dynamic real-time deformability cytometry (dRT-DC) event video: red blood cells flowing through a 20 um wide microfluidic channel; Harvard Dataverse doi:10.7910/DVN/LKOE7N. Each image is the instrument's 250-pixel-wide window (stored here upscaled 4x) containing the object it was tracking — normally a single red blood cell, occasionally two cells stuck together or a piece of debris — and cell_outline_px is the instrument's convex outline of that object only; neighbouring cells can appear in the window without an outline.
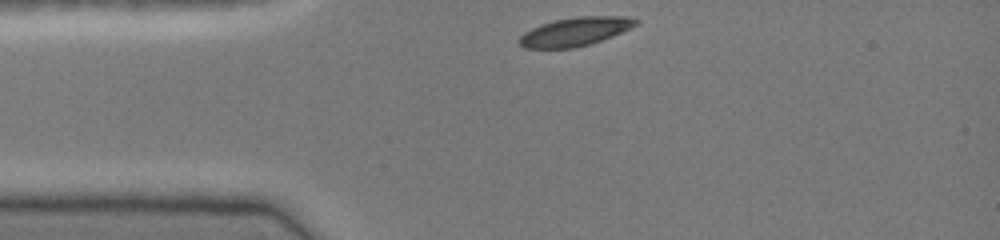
{"species": "common noctule bat (a hibernating species)", "species_latin": "Nyctalus noctula", "temperature_condition": "cold", "stored_images_in_passage": 30, "camera_frame_rate_fps": 3000, "um_per_image_px": 0.085, "animal": {"sex": "female", "body_mass_g": 19.0, "forearm_length_mm": 51.5}, "frame": {"image": 1, "passage_image": 1, "time_ms": 0.0, "image_size_px": [1000, 240], "cell_outline_px": [[640, 20], [636, 24], [612, 36], [588, 44], [572, 48], [524, 48], [516, 40], [524, 32], [540, 24], [556, 20], [576, 16], [624, 16]], "centroid_in_image_um": [48.83, 2.68], "position_along_channel_um": 36.2, "area_um2": 19.19}}
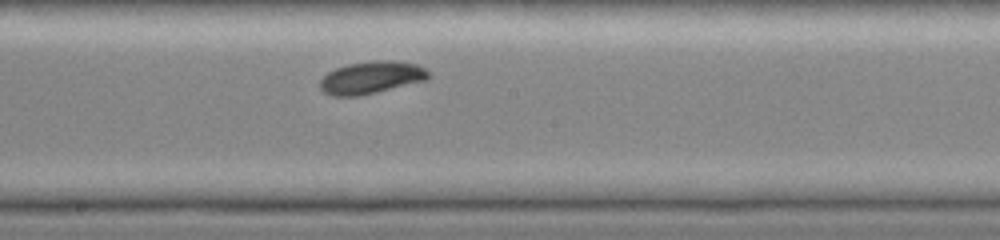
{"frame": {"image": 2, "passage_image": 16, "time_ms": 5.0, "image_size_px": [1000, 240], "cell_outline_px": [[428, 80], [360, 96], [332, 96], [324, 92], [320, 88], [320, 80], [328, 72], [336, 68], [348, 64], [376, 60], [392, 60], [416, 64], [424, 68], [428, 72]], "centroid_in_image_um": [31.55, 6.59], "position_along_channel_um": 216.6, "area_um2": 20.46}}
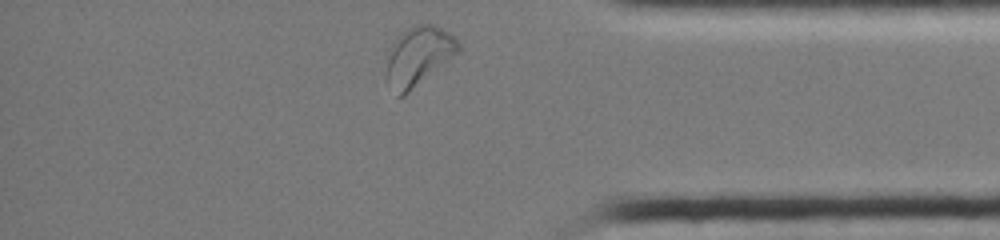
{"frame": {"image": 3, "passage_image": 30, "time_ms": 9.667, "image_size_px": [1000, 240], "cell_outline_px": [[460, 48], [452, 56], [404, 96], [396, 96], [388, 76], [388, 48], [396, 36], [400, 32], [412, 24], [432, 24], [448, 32], [460, 40]], "centroid_in_image_um": [35.56, 4.7], "position_along_channel_um": 399.6, "area_um2": 24.22}, "authors_computed_cell_mechanics": {"area_um2": 19.4497, "velocity_mm_per_s": 4.0744, "shape_relaxation_time_tau1_ms": 1.0881, "shape_relaxation_time_tau2_ms": null, "deformation_change_tau1": 0.0928, "deformation_change_tau2": null}}